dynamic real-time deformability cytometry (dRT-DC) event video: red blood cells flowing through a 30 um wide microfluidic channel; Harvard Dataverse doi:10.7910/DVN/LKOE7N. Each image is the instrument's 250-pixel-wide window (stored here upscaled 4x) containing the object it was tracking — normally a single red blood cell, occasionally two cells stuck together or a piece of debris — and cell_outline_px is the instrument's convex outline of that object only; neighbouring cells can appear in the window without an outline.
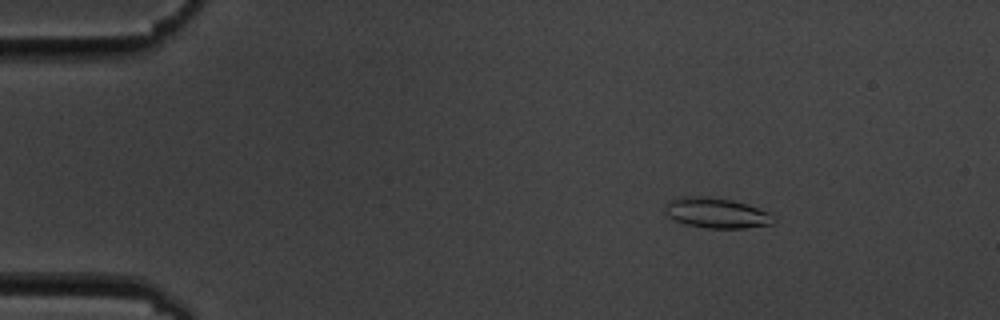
{"species": "common noctule bat (a hibernating species)", "species_latin": "Nyctalus noctula", "temperature_condition": "cold", "stored_images_in_passage": 53, "camera_frame_rate_fps": 3000, "um_per_image_px": 0.085, "animal": {"sex": "male", "body_mass_g": 19.5, "forearm_length_mm": 54.6}, "frame": {"image": 1, "passage_image": 5, "time_ms": 1.333, "image_size_px": [1000, 320], "cell_outline_px": [[776, 220], [772, 224], [744, 228], [704, 228], [684, 224], [668, 216], [664, 212], [664, 204], [668, 200], [684, 196], [708, 196], [732, 200], [768, 212], [776, 216]], "centroid_in_image_um": [60.86, 18.1], "position_along_channel_um": 24.1, "area_um2": 19.31}}
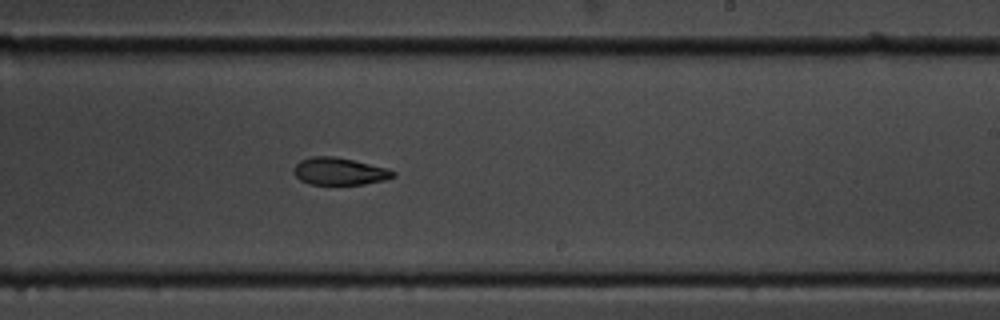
{"frame": {"image": 2, "passage_image": 31, "time_ms": 10.0, "image_size_px": [1000, 320], "cell_outline_px": [[396, 176], [384, 180], [364, 184], [308, 184], [300, 180], [292, 172], [296, 164], [300, 160], [312, 156], [332, 156], [352, 160], [388, 168], [396, 172]], "centroid_in_image_um": [28.84, 14.56], "position_along_channel_um": 260.2, "area_um2": 15.78}}
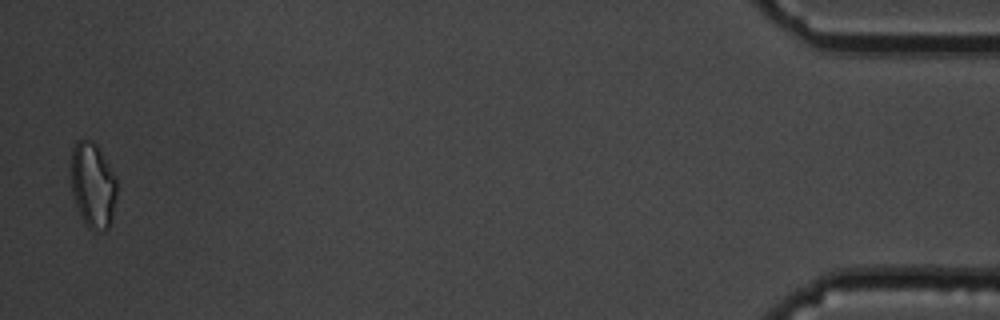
{"frame": {"image": 3, "passage_image": 52, "time_ms": 17.0, "image_size_px": [1000, 320], "cell_outline_px": [[116, 196], [112, 220], [108, 228], [96, 232], [88, 228], [76, 204], [72, 192], [72, 148], [76, 140], [92, 140], [96, 144], [116, 176]], "centroid_in_image_um": [7.91, 15.74], "position_along_channel_um": 427.3, "area_um2": 22.6}, "authors_computed_cell_mechanics": {"area_um2": 17.2822, "velocity_mm_per_s": 3.6069, "shape_relaxation_time_tau1_ms": 2.9848, "shape_relaxation_time_tau2_ms": 5.1031, "deformation_change_tau1": 0.1052, "deformation_change_tau2": 0.1211}}